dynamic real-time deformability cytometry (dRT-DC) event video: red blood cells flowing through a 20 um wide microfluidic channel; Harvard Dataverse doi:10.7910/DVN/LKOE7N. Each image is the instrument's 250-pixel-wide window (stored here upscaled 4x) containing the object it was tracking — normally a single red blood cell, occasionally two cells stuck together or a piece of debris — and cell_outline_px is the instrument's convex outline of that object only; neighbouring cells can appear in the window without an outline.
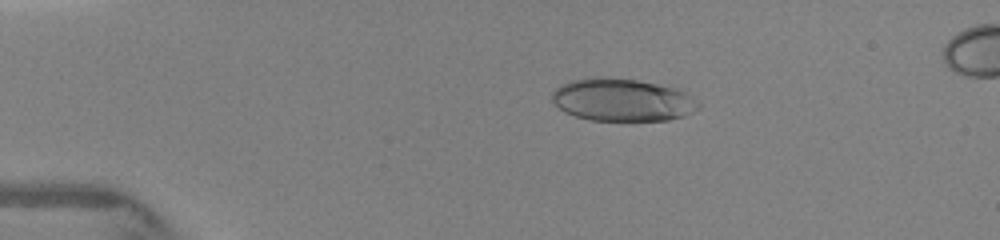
{"species": "human", "species_latin": "Homo sapiens", "temperature_condition": "warm", "stored_images_in_passage": 11, "camera_frame_rate_fps": 3000, "um_per_image_px": 0.085, "donor": {"sex": "female"}, "frame": {"image": 1, "passage_image": 5, "time_ms": 1.667, "image_size_px": [1000, 240], "cell_outline_px": [[700, 108], [684, 116], [668, 120], [592, 120], [576, 116], [564, 112], [552, 100], [552, 92], [556, 88], [568, 80], [592, 76], [604, 76], [636, 80], [676, 88], [684, 92], [700, 104]], "centroid_in_image_um": [52.86, 8.47], "position_along_channel_um": 32.1, "area_um2": 36.36}}